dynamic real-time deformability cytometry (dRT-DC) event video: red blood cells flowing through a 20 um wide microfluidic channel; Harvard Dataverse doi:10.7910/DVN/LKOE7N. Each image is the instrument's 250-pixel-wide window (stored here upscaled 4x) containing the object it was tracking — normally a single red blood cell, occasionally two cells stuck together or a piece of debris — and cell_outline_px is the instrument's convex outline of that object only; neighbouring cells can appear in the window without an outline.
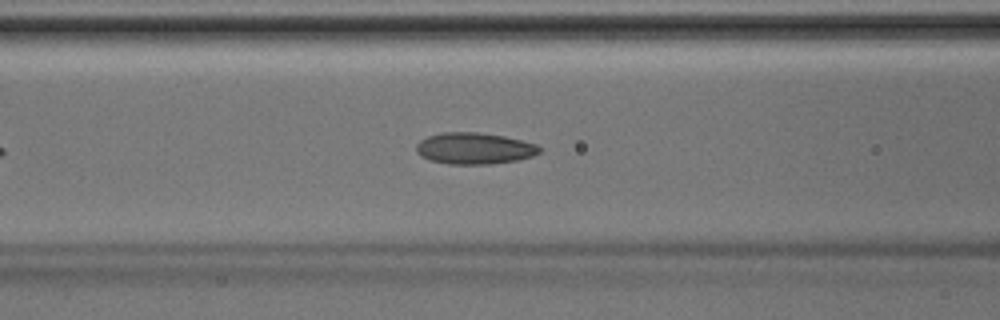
{"species": "Egyptian fruit bat (a non-hibernating species)", "species_latin": "Rousettus aegyptiacus", "temperature_condition": "room temperature", "stored_images_in_passage": 34, "camera_frame_rate_fps": 3000, "um_per_image_px": 0.085, "animal": {"sex": "male"}, "frame": {"image": 1, "passage_image": 10, "time_ms": 3.0, "image_size_px": [1000, 320], "cell_outline_px": [[540, 152], [532, 156], [520, 160], [492, 164], [448, 164], [432, 160], [420, 156], [416, 152], [416, 144], [420, 140], [428, 136], [440, 132], [476, 132], [504, 136], [536, 144], [540, 148]], "centroid_in_image_um": [40.3, 12.61], "position_along_channel_um": 126.3, "area_um2": 22.66}}
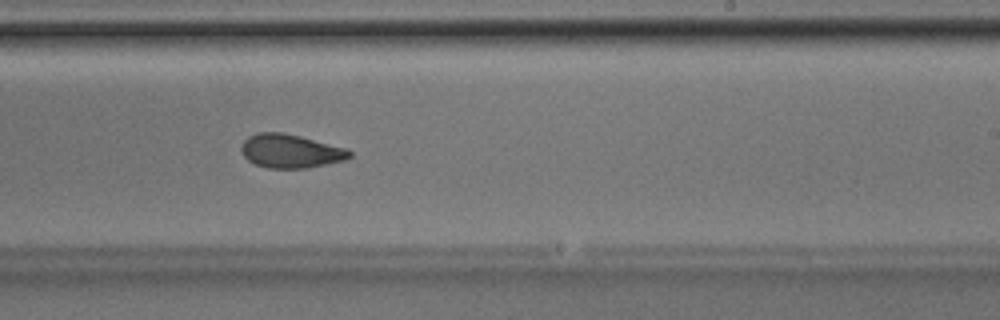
{"frame": {"image": 2, "passage_image": 19, "time_ms": 6.0, "image_size_px": [1000, 320], "cell_outline_px": [[352, 156], [344, 160], [308, 168], [268, 168], [256, 164], [248, 160], [240, 152], [240, 148], [244, 140], [248, 136], [256, 132], [280, 132], [300, 136], [348, 148], [352, 152]], "centroid_in_image_um": [24.69, 12.84], "position_along_channel_um": 264.3, "area_um2": 21.39}}
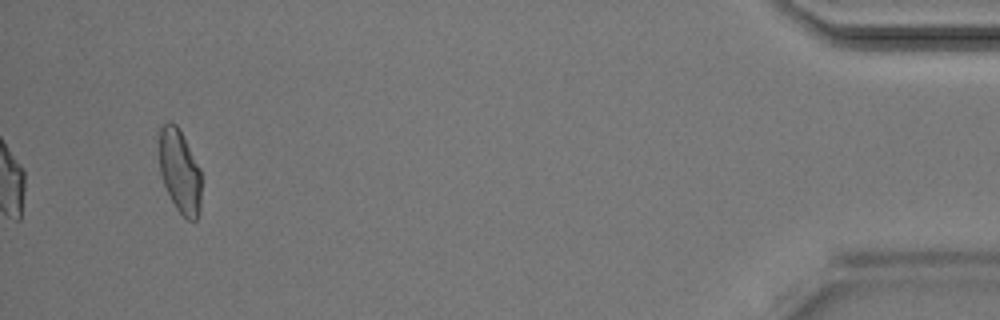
{"frame": {"image": 3, "passage_image": 34, "time_ms": 11.0, "image_size_px": [1000, 320], "cell_outline_px": [[200, 212], [196, 220], [188, 220], [176, 208], [164, 184], [160, 172], [160, 128], [168, 120], [176, 124], [180, 128], [200, 168]], "centroid_in_image_um": [15.29, 14.53], "position_along_channel_um": 419.9, "area_um2": 20.4}}